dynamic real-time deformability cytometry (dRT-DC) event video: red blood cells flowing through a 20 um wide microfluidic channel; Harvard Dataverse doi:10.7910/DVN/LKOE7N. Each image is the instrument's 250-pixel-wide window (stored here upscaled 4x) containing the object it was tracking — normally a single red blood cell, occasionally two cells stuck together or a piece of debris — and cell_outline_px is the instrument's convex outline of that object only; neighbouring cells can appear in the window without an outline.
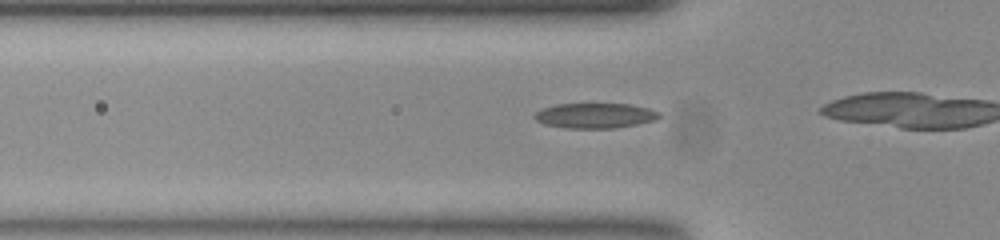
{"species": "common noctule bat (a hibernating species)", "species_latin": "Nyctalus noctula", "temperature_condition": "room temperature", "stored_images_in_passage": 9, "camera_frame_rate_fps": 3000, "um_per_image_px": 0.085, "animal": {"sex": "female", "body_mass_g": 23.0, "forearm_length_mm": 53.4}, "frame": {"image": 1, "passage_image": 4, "time_ms": 1.0, "image_size_px": [1000, 240], "cell_outline_px": [[660, 116], [656, 120], [636, 124], [612, 128], [568, 128], [544, 124], [536, 120], [532, 116], [540, 108], [556, 104], [628, 104], [648, 108], [660, 112]], "centroid_in_image_um": [50.55, 9.82], "position_along_channel_um": 75.3, "area_um2": 18.21}}
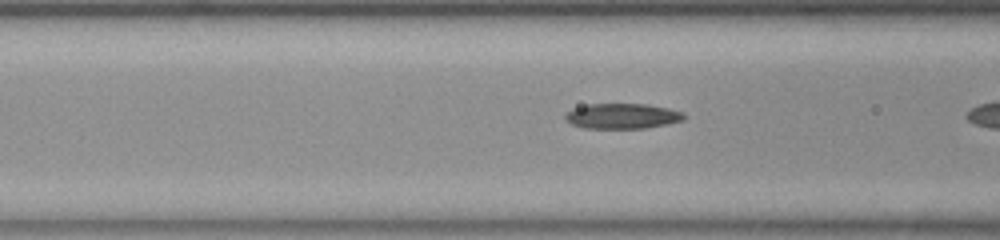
{"frame": {"image": 2, "passage_image": 7, "time_ms": 2.0, "image_size_px": [1000, 240], "cell_outline_px": [[688, 116], [684, 120], [668, 124], [644, 128], [584, 128], [572, 124], [564, 116], [568, 112], [576, 108], [588, 104], [648, 104], [668, 108], [684, 112]], "centroid_in_image_um": [52.98, 9.86], "position_along_channel_um": 113.6, "area_um2": 17.46}}